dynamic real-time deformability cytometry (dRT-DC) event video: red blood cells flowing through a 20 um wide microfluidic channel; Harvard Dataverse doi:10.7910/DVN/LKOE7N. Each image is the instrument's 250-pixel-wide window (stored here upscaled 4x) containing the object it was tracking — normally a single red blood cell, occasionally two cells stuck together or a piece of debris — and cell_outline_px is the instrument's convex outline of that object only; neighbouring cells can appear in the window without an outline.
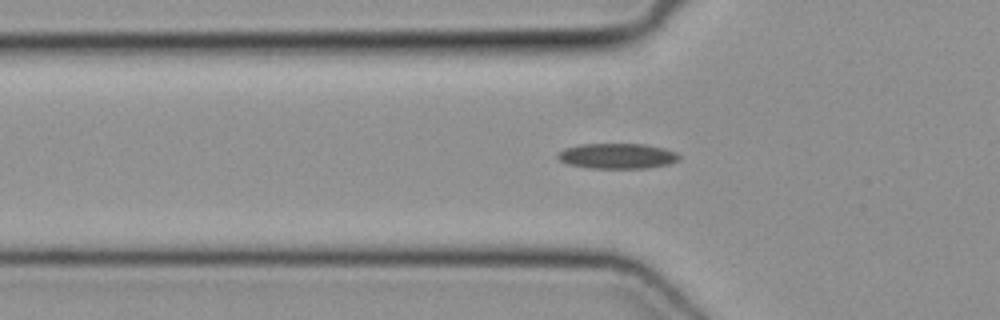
{"species": "common noctule bat (a hibernating species)", "species_latin": "Nyctalus noctula", "temperature_condition": "cold", "stored_images_in_passage": 37, "camera_frame_rate_fps": 3000, "um_per_image_px": 0.085, "animal": {"sex": "female", "body_mass_g": 19.3, "forearm_length_mm": 54.1}, "frame": {"image": 1, "passage_image": 3, "time_ms": 0.667, "image_size_px": [1000, 320], "cell_outline_px": [[680, 160], [668, 164], [648, 168], [588, 168], [568, 164], [560, 160], [556, 156], [556, 152], [564, 148], [580, 144], [644, 144], [664, 148], [676, 152], [680, 156]], "centroid_in_image_um": [52.45, 13.26], "position_along_channel_um": 73.4, "area_um2": 18.09}}
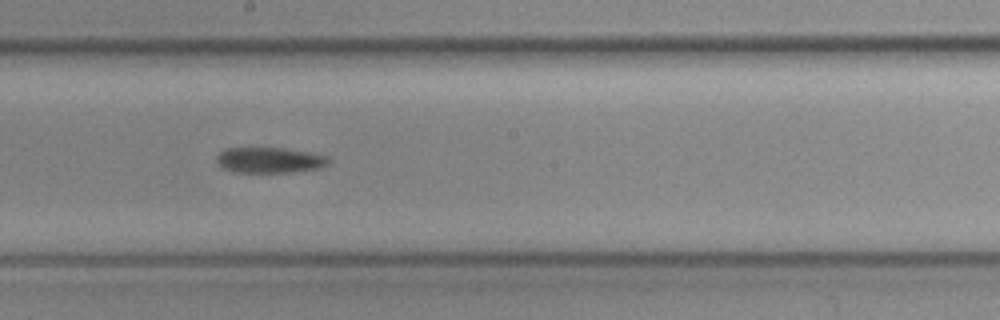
{"frame": {"image": 2, "passage_image": 14, "time_ms": 4.333, "image_size_px": [1000, 320], "cell_outline_px": [[332, 160], [324, 168], [292, 172], [236, 172], [224, 168], [216, 160], [216, 156], [220, 152], [228, 148], [284, 148], [308, 152], [328, 156]], "centroid_in_image_um": [22.99, 13.61], "position_along_channel_um": 225.2, "area_um2": 16.76}}
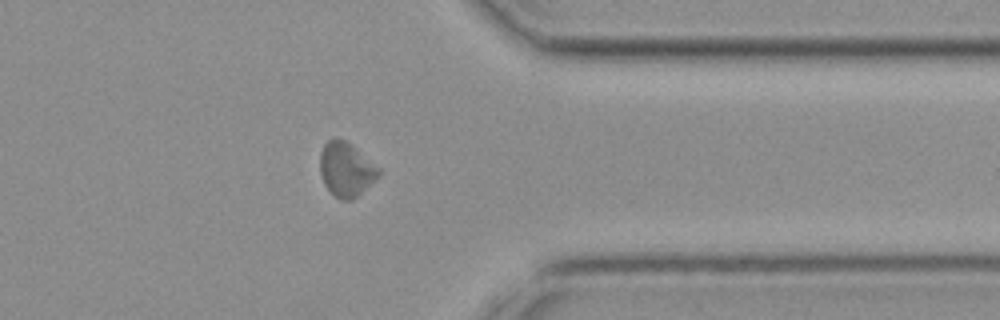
{"frame": {"image": 3, "passage_image": 26, "time_ms": 8.333, "image_size_px": [1000, 320], "cell_outline_px": [[380, 176], [352, 200], [340, 200], [324, 184], [320, 172], [320, 152], [324, 144], [328, 140], [344, 140], [376, 168], [380, 172]], "centroid_in_image_um": [29.37, 14.45], "position_along_channel_um": 382.0, "area_um2": 17.63}}